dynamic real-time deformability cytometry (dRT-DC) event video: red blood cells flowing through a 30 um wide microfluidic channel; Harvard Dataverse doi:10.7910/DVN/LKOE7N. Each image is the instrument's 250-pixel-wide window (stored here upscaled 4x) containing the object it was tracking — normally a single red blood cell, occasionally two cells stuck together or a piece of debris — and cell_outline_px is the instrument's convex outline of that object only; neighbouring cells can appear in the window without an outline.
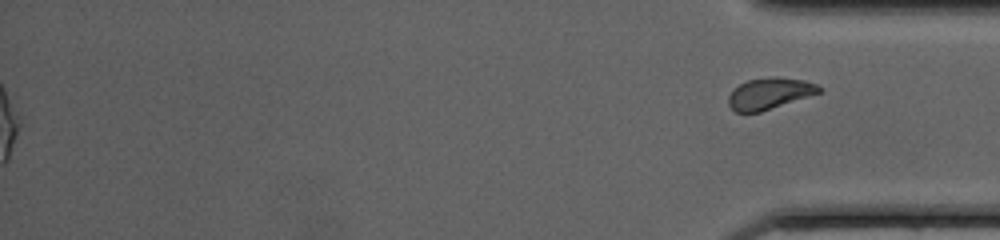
{"species": "common noctule bat (a hibernating species)", "species_latin": "Nyctalus noctula", "temperature_condition": "cold", "stored_images_in_passage": 52, "segment_of_instrument_passage": [2, 2], "camera_frame_rate_fps": 3000, "um_per_image_px": 0.085, "animal": {"sex": "female", "body_mass_g": 20.0, "forearm_length_mm": 54.0}, "frame": {"image": 1, "passage_image": 52, "time_ms": 17.0, "image_size_px": [1000, 240], "cell_outline_px": [[824, 88], [820, 92], [760, 112], [736, 112], [728, 104], [728, 96], [740, 84], [748, 80], [768, 76], [772, 76], [804, 80], [816, 84]], "centroid_in_image_um": [65.41, 7.93], "position_along_channel_um": 369.8, "area_um2": 16.36}}